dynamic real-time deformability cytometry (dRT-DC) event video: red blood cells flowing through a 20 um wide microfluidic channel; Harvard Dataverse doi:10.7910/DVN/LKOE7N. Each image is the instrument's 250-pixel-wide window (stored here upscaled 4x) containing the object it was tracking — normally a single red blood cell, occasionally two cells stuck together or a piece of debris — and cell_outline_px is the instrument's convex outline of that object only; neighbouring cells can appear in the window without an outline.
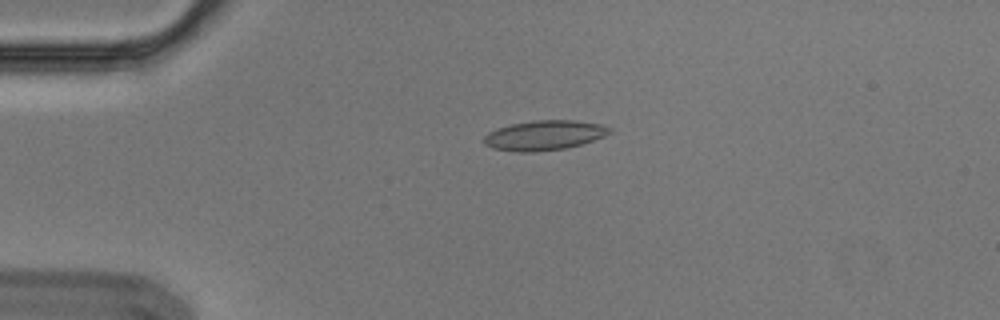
{"species": "Egyptian fruit bat (a non-hibernating species)", "species_latin": "Rousettus aegyptiacus", "temperature_condition": "cold", "stored_images_in_passage": 6, "camera_frame_rate_fps": 3000, "um_per_image_px": 0.085, "animal": {"sex": "male"}, "frame": {"image": 1, "passage_image": 6, "time_ms": 1.667, "image_size_px": [1000, 320], "cell_outline_px": [[612, 132], [604, 136], [568, 148], [536, 152], [516, 152], [492, 148], [484, 144], [484, 136], [488, 132], [496, 128], [512, 124], [536, 120], [576, 120], [600, 124], [612, 128]], "centroid_in_image_um": [46.25, 11.5], "position_along_channel_um": 38.7, "area_um2": 21.91}}